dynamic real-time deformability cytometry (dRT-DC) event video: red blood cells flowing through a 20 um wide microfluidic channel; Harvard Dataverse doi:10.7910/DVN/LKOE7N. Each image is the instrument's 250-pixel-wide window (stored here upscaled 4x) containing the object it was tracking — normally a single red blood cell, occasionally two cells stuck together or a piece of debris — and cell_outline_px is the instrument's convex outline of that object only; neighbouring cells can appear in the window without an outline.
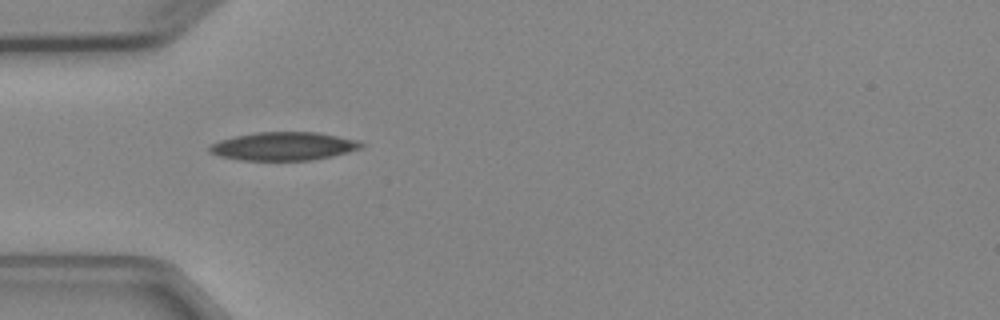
{"species": "Egyptian fruit bat (a non-hibernating species)", "species_latin": "Rousettus aegyptiacus", "temperature_condition": "cold", "stored_images_in_passage": 5, "camera_frame_rate_fps": 3000, "um_per_image_px": 0.085, "animal": {"sex": "female"}, "frame": {"image": 1, "passage_image": 4, "time_ms": 4.667, "image_size_px": [1000, 320], "cell_outline_px": [[364, 148], [332, 156], [312, 160], [240, 160], [220, 156], [208, 152], [208, 144], [220, 140], [236, 136], [256, 132], [316, 132], [360, 140], [364, 144]], "centroid_in_image_um": [24.12, 12.43], "position_along_channel_um": 60.9, "area_um2": 25.2}}